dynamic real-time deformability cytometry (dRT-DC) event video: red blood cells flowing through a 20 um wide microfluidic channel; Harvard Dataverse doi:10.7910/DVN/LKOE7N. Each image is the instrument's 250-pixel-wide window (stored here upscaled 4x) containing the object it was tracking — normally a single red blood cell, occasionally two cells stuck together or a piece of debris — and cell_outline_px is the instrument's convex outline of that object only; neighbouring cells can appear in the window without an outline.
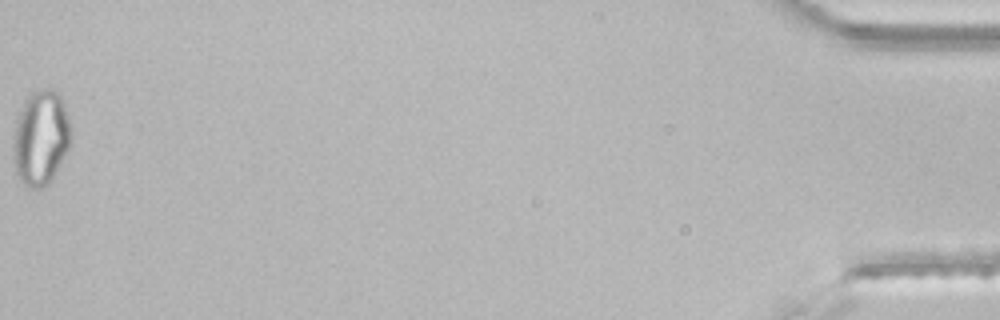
{"species": "common noctule bat (a hibernating species)", "species_latin": "Nyctalus noctula", "temperature_condition": "room temperature", "stored_images_in_passage": 44, "segment_of_instrument_passage": [2, 2], "camera_frame_rate_fps": 3000, "um_per_image_px": 0.085, "animal": {"sex": "male", "body_mass_g": 21.5, "forearm_length_mm": 52.0}, "frame": {"image": 1, "passage_image": 44, "time_ms": 14.333, "image_size_px": [1000, 320], "cell_outline_px": [[72, 140], [68, 148], [48, 184], [40, 188], [28, 188], [20, 180], [16, 172], [12, 160], [12, 136], [24, 96], [40, 88], [52, 88], [60, 92], [72, 124]], "centroid_in_image_um": [3.46, 11.64], "position_along_channel_um": 431.7, "area_um2": 32.83}}